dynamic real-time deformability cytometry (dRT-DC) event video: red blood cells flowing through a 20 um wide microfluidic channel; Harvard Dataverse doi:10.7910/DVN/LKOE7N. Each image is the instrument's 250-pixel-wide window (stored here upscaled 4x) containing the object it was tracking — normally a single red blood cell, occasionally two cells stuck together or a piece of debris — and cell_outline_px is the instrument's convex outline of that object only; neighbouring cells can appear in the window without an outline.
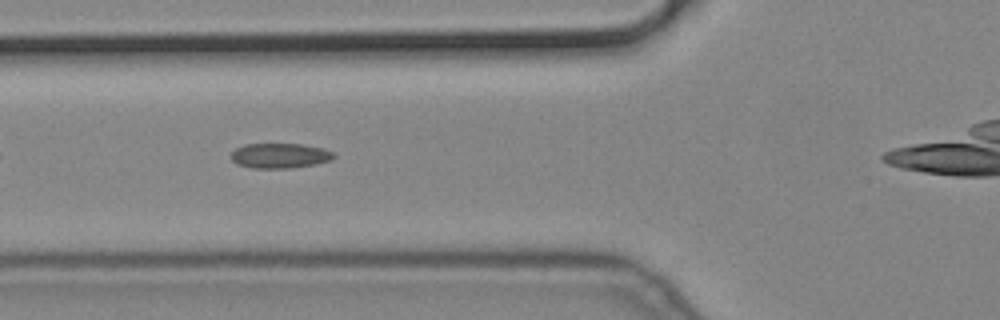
{"species": "common noctule bat (a hibernating species)", "species_latin": "Nyctalus noctula", "temperature_condition": "cold", "stored_images_in_passage": 36, "camera_frame_rate_fps": 3000, "um_per_image_px": 0.085, "animal": {"sex": "male", "body_mass_g": 19.2, "forearm_length_mm": 51.8}, "frame": {"image": 1, "passage_image": 8, "time_ms": 2.333, "image_size_px": [1000, 320], "cell_outline_px": [[336, 156], [332, 160], [316, 164], [292, 168], [252, 168], [236, 164], [232, 160], [232, 152], [236, 148], [244, 144], [300, 144], [324, 148], [332, 152]], "centroid_in_image_um": [23.8, 13.24], "position_along_channel_um": 102.0, "area_um2": 15.03}}
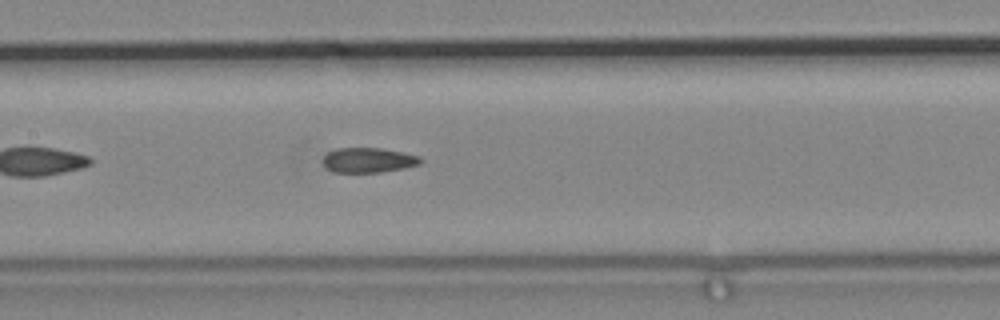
{"frame": {"image": 2, "passage_image": 14, "time_ms": 4.333, "image_size_px": [1000, 320], "cell_outline_px": [[424, 160], [420, 164], [404, 168], [380, 172], [332, 172], [324, 164], [324, 156], [328, 152], [336, 148], [380, 148], [404, 152], [420, 156]], "centroid_in_image_um": [31.35, 13.6], "position_along_channel_um": 176.0, "area_um2": 14.16}}
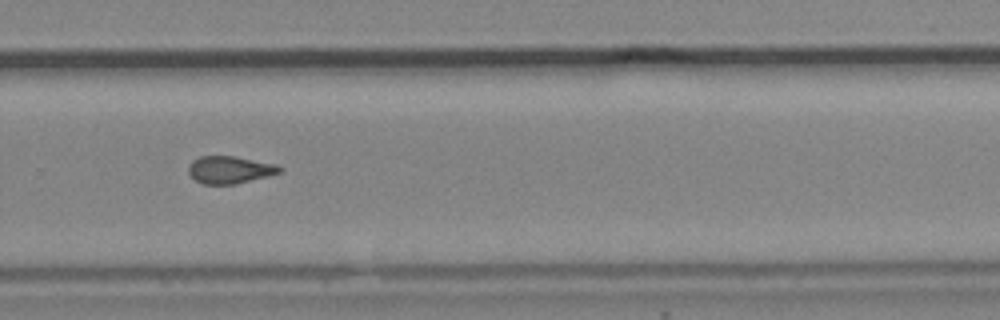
{"frame": {"image": 3, "passage_image": 25, "time_ms": 8.0, "image_size_px": [1000, 320], "cell_outline_px": [[284, 168], [280, 172], [268, 176], [236, 184], [204, 184], [196, 180], [188, 172], [188, 164], [192, 160], [200, 156], [236, 156], [276, 164]], "centroid_in_image_um": [19.53, 14.42], "position_along_channel_um": 310.3, "area_um2": 14.62}}